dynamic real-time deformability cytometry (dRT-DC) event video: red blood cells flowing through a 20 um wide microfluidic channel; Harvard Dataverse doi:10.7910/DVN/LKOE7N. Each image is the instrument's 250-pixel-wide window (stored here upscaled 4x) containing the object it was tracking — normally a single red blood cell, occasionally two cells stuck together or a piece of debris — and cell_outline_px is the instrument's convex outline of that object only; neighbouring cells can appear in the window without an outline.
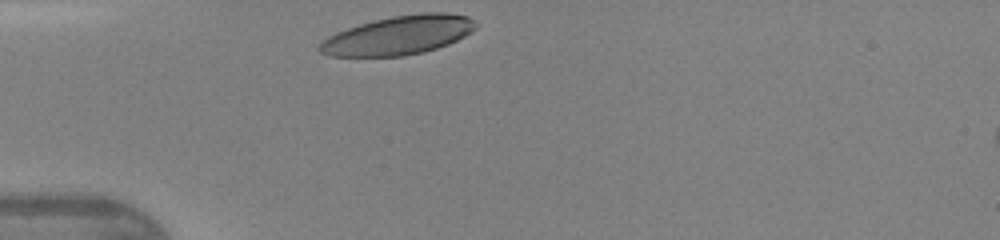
{"species": "human", "species_latin": "Homo sapiens", "temperature_condition": "warm", "stored_images_in_passage": 34, "camera_frame_rate_fps": 3000, "um_per_image_px": 0.085, "donor": {"sex": "female"}, "frame": {"image": 1, "passage_image": 1, "time_ms": 0.0, "image_size_px": [1000, 240], "cell_outline_px": [[480, 24], [476, 28], [464, 36], [448, 44], [424, 52], [404, 56], [328, 56], [320, 52], [316, 48], [328, 36], [336, 32], [372, 20], [392, 16], [420, 12], [448, 12], [468, 16]], "centroid_in_image_um": [33.9, 2.98], "position_along_channel_um": 51.1, "area_um2": 35.6}}
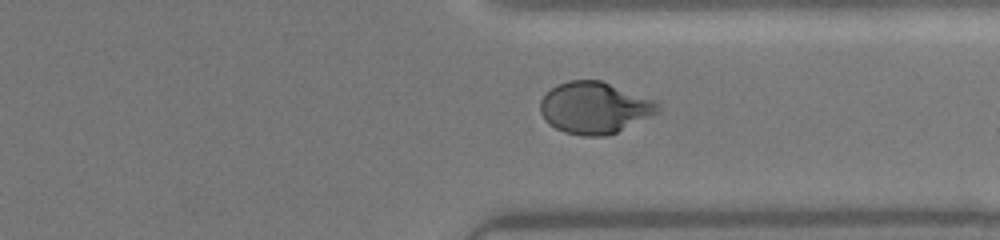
{"frame": {"image": 2, "passage_image": 24, "time_ms": 7.667, "image_size_px": [1000, 240], "cell_outline_px": [[660, 112], [616, 132], [604, 136], [584, 136], [564, 132], [548, 124], [544, 120], [540, 112], [540, 100], [552, 88], [568, 80], [600, 80], [652, 100], [660, 104]], "centroid_in_image_um": [50.51, 9.17], "position_along_channel_um": 360.9, "area_um2": 35.03}}
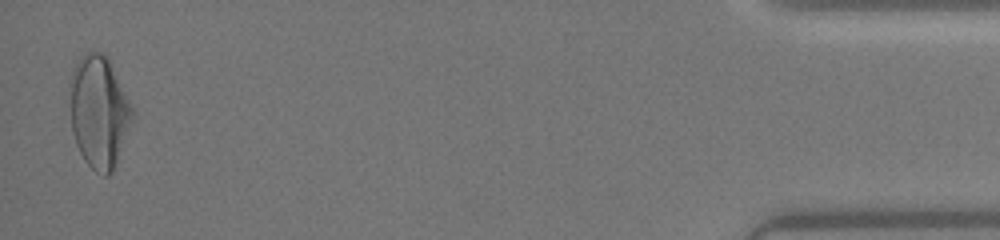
{"frame": {"image": 3, "passage_image": 34, "time_ms": 11.0, "image_size_px": [1000, 240], "cell_outline_px": [[132, 120], [112, 172], [108, 176], [104, 176], [96, 172], [84, 160], [76, 144], [72, 132], [72, 68], [80, 56], [84, 52], [104, 52], [108, 56], [132, 108]], "centroid_in_image_um": [8.41, 9.48], "position_along_channel_um": 426.8, "area_um2": 40.0}, "authors_computed_cell_mechanics": {"area_um2": 35.9516, "velocity_mm_per_s": 4.2951, "shape_relaxation_time_tau1_ms": 7.5018, "shape_relaxation_time_tau2_ms": 0.9388, "deformation_change_tau1": 0.3494, "deformation_change_tau2": 0.0355}}